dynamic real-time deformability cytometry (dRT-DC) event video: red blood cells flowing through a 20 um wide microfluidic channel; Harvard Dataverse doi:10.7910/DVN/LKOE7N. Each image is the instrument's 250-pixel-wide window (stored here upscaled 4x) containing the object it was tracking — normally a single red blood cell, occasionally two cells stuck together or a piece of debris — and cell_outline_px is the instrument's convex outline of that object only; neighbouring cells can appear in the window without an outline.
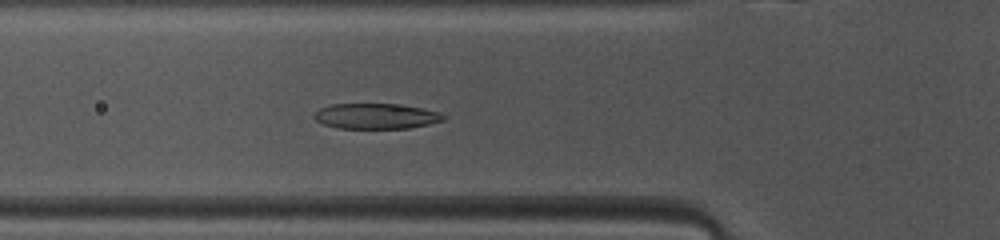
{"species": "common noctule bat (a hibernating species)", "species_latin": "Nyctalus noctula", "temperature_condition": "warm", "stored_images_in_passage": 39, "camera_frame_rate_fps": 3000, "um_per_image_px": 0.085, "animal": {"sex": "female", "body_mass_g": 10.0, "forearm_length_mm": 53.1}, "frame": {"image": 1, "passage_image": 7, "time_ms": 2.0, "image_size_px": [1000, 240], "cell_outline_px": [[448, 116], [444, 120], [428, 124], [408, 128], [340, 128], [324, 124], [316, 120], [312, 116], [320, 108], [332, 104], [392, 104], [420, 108], [440, 112]], "centroid_in_image_um": [31.97, 9.87], "position_along_channel_um": 93.8, "area_um2": 18.96}}
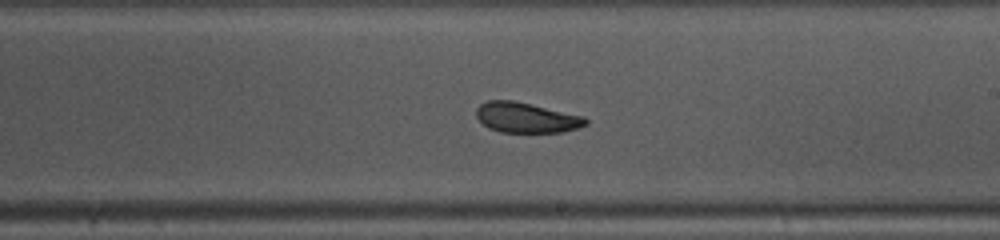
{"frame": {"image": 2, "passage_image": 18, "time_ms": 5.667, "image_size_px": [1000, 240], "cell_outline_px": [[588, 124], [580, 128], [564, 132], [500, 132], [488, 128], [476, 116], [476, 108], [480, 104], [488, 100], [512, 100], [584, 116], [588, 120]], "centroid_in_image_um": [44.75, 10.0], "position_along_channel_um": 244.2, "area_um2": 19.31}}
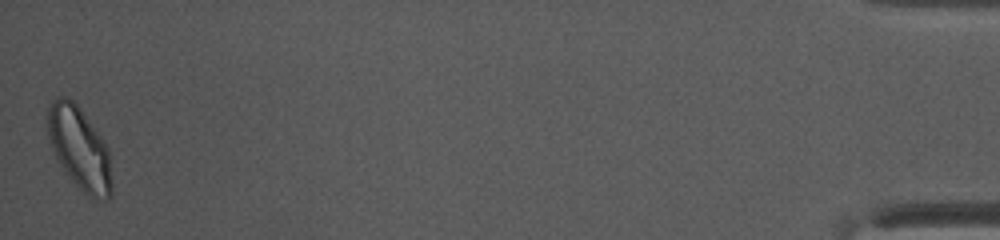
{"frame": {"image": 3, "passage_image": 39, "time_ms": 12.667, "image_size_px": [1000, 240], "cell_outline_px": [[112, 196], [108, 200], [100, 200], [88, 196], [68, 176], [60, 164], [52, 148], [48, 136], [44, 116], [52, 100], [56, 96], [68, 96], [80, 108], [104, 140], [108, 148], [112, 180]], "centroid_in_image_um": [6.74, 12.58], "position_along_channel_um": 428.5, "area_um2": 31.27}, "authors_computed_cell_mechanics": {"area_um2": 19.941, "velocity_mm_per_s": 4.0841, "shape_relaxation_time_tau1_ms": 2.5972, "shape_relaxation_time_tau2_ms": 1.674, "deformation_change_tau1": 0.1255, "deformation_change_tau2": 0.0777}}